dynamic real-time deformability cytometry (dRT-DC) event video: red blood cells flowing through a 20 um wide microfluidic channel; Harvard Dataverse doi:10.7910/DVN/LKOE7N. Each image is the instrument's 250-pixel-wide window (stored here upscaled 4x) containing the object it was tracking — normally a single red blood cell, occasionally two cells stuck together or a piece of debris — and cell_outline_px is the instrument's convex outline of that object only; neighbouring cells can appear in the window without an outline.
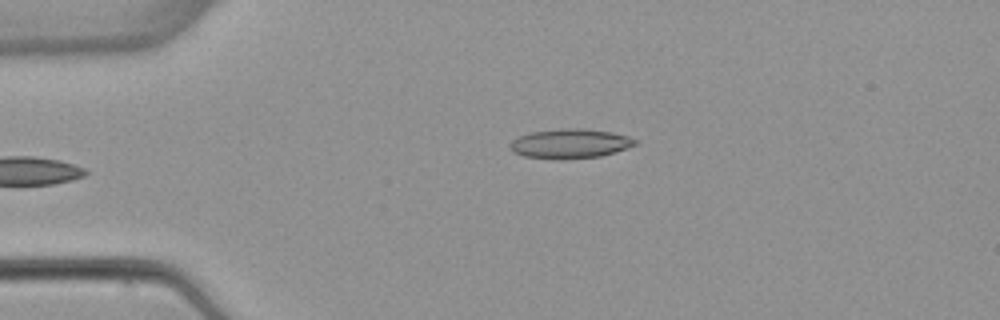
{"species": "common noctule bat (a hibernating species)", "species_latin": "Nyctalus noctula", "temperature_condition": "warm", "stored_images_in_passage": 2, "camera_frame_rate_fps": 3000, "um_per_image_px": 0.085, "animal": {"sex": "female", "body_mass_g": 22.7, "forearm_length_mm": 54.2}, "frame": {"image": 1, "passage_image": 2, "time_ms": 1.333, "image_size_px": [1000, 320], "cell_outline_px": [[636, 144], [600, 156], [560, 160], [556, 160], [524, 156], [512, 152], [508, 148], [508, 144], [512, 140], [520, 136], [532, 132], [564, 128], [584, 128], [612, 132], [628, 136], [636, 140]], "centroid_in_image_um": [48.38, 12.21], "position_along_channel_um": 36.6, "area_um2": 21.5}}